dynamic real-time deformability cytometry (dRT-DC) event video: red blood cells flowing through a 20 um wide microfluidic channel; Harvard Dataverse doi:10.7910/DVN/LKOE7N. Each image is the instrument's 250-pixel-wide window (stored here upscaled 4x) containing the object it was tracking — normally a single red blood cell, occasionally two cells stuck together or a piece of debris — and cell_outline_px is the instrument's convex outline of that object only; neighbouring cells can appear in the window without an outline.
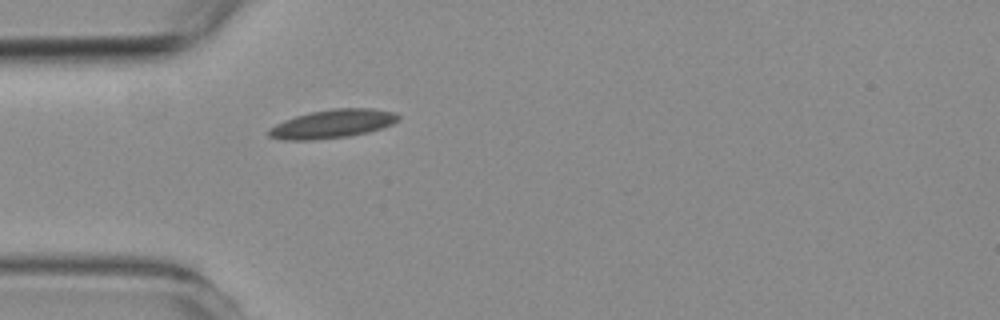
{"species": "common noctule bat (a hibernating species)", "species_latin": "Nyctalus noctula", "temperature_condition": "room temperature", "stored_images_in_passage": 2, "camera_frame_rate_fps": 3000, "um_per_image_px": 0.085, "animal": {"sex": "female", "body_mass_g": 19.3, "forearm_length_mm": 54.1}, "frame": {"image": 1, "passage_image": 2, "time_ms": 3.0, "image_size_px": [1000, 320], "cell_outline_px": [[400, 120], [392, 124], [368, 132], [348, 136], [312, 140], [284, 140], [268, 136], [268, 128], [284, 120], [296, 116], [312, 112], [332, 108], [372, 108], [396, 112], [400, 116]], "centroid_in_image_um": [28.28, 10.52], "position_along_channel_um": 56.7, "area_um2": 21.56}}